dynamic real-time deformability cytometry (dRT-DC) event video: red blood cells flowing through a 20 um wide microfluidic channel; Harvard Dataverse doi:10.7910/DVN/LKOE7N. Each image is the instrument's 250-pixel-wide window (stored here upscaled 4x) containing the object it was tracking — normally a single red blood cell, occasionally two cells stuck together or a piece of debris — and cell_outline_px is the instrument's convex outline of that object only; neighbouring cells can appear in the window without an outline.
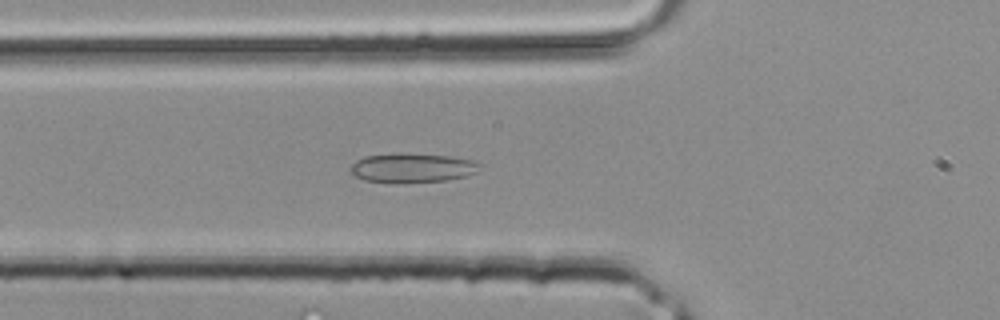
{"species": "common noctule bat (a hibernating species)", "species_latin": "Nyctalus noctula", "temperature_condition": "room temperature", "stored_images_in_passage": 38, "segment_of_instrument_passage": [2, 2], "camera_frame_rate_fps": 3000, "um_per_image_px": 0.085, "animal": {"sex": "male", "body_mass_g": 20.4}, "frame": {"image": 1, "passage_image": 14, "time_ms": 4.333, "image_size_px": [1000, 320], "cell_outline_px": [[484, 164], [476, 172], [464, 176], [444, 180], [364, 180], [356, 176], [348, 168], [356, 160], [364, 156], [400, 152], [452, 156], [472, 160]], "centroid_in_image_um": [35.07, 14.2], "position_along_channel_um": 90.7, "area_um2": 21.39}}
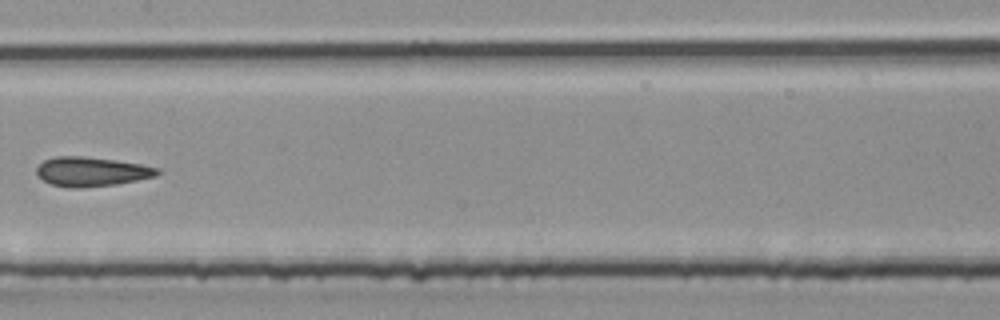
{"frame": {"image": 2, "passage_image": 20, "time_ms": 6.333, "image_size_px": [1000, 320], "cell_outline_px": [[160, 172], [156, 176], [116, 184], [80, 188], [68, 188], [52, 184], [36, 176], [36, 168], [44, 160], [56, 156], [84, 156], [116, 160], [140, 164], [160, 168]], "centroid_in_image_um": [7.76, 14.59], "position_along_channel_um": 199.6, "area_um2": 20.69}}
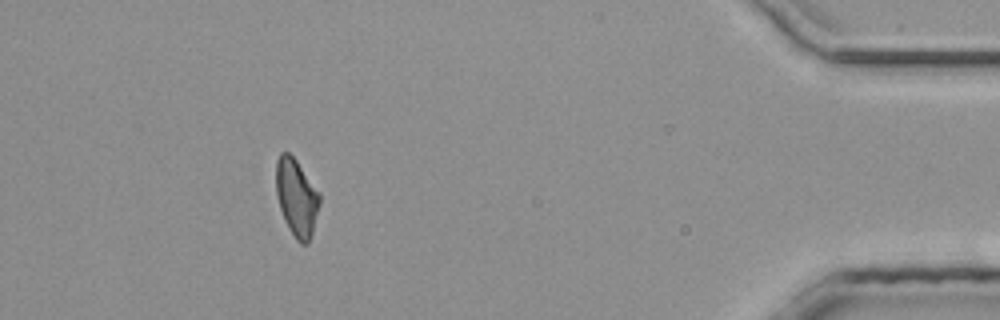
{"frame": {"image": 3, "passage_image": 35, "time_ms": 11.333, "image_size_px": [1000, 320], "cell_outline_px": [[320, 204], [312, 232], [308, 244], [300, 244], [296, 240], [288, 228], [284, 220], [276, 196], [276, 160], [280, 152], [288, 152], [296, 160], [320, 192]], "centroid_in_image_um": [25.2, 16.79], "position_along_channel_um": 410.0, "area_um2": 19.77}}